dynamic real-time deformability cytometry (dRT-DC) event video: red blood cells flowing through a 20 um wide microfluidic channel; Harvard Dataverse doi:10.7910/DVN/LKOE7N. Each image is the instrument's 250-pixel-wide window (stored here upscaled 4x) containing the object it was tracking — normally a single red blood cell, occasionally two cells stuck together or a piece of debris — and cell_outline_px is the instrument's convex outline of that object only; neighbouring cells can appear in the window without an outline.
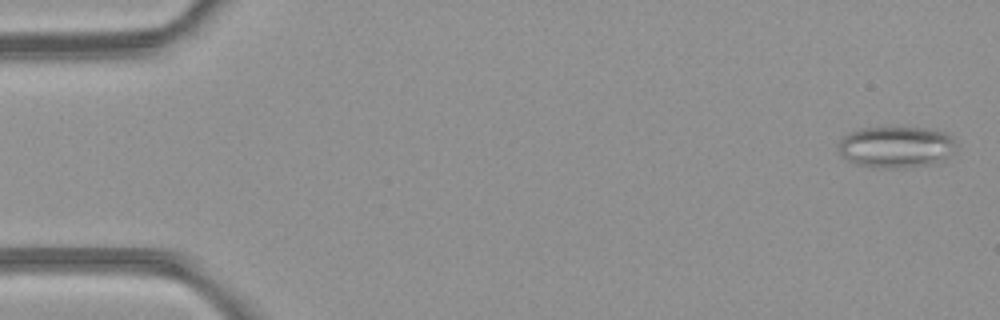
{"species": "common noctule bat (a hibernating species)", "species_latin": "Nyctalus noctula", "temperature_condition": "room temperature", "stored_images_in_passage": 6, "camera_frame_rate_fps": 3000, "um_per_image_px": 0.085, "animal": {"sex": "female", "body_mass_g": 21.9}, "frame": {"image": 1, "passage_image": 1, "time_ms": 0.0, "image_size_px": [1000, 320], "cell_outline_px": [[952, 144], [948, 152], [944, 156], [932, 164], [856, 164], [848, 160], [840, 152], [840, 140], [844, 136], [852, 132], [864, 128], [928, 128], [944, 132], [952, 140]], "centroid_in_image_um": [76.09, 12.41], "position_along_channel_um": 8.9, "area_um2": 25.95}}